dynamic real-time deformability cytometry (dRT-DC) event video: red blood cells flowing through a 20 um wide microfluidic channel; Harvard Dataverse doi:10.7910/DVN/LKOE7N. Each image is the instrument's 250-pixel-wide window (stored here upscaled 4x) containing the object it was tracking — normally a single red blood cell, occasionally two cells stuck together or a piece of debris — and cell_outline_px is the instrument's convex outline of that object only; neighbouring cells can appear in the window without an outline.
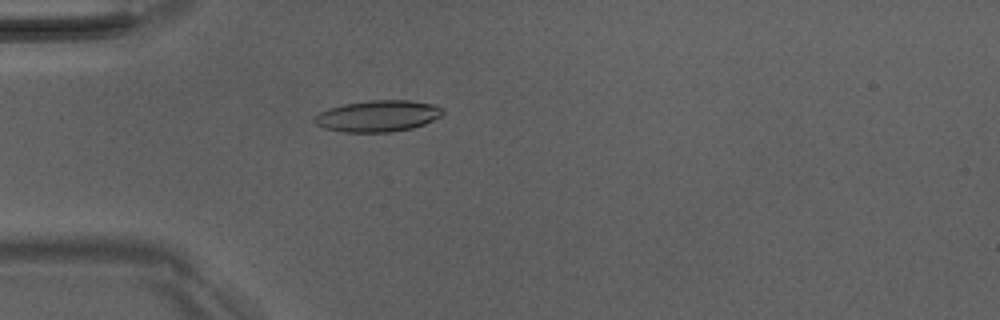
{"species": "Egyptian fruit bat (a non-hibernating species)", "species_latin": "Rousettus aegyptiacus", "temperature_condition": "room temperature", "stored_images_in_passage": 37, "camera_frame_rate_fps": 3000, "um_per_image_px": 0.085, "animal": {"sex": "male"}, "frame": {"image": 1, "passage_image": 1, "time_ms": 0.0, "image_size_px": [1000, 320], "cell_outline_px": [[444, 112], [440, 116], [424, 124], [412, 128], [392, 132], [344, 132], [324, 128], [316, 124], [312, 120], [312, 116], [328, 108], [344, 104], [368, 100], [408, 100], [436, 104]], "centroid_in_image_um": [32.08, 9.86], "position_along_channel_um": 52.9, "area_um2": 23.58}}
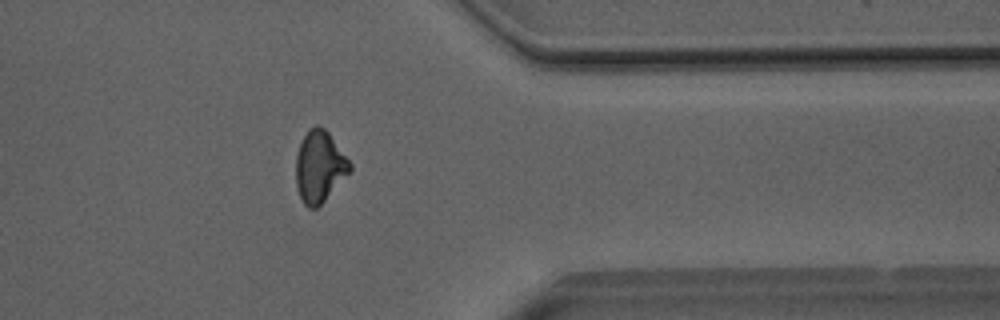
{"frame": {"image": 2, "passage_image": 27, "time_ms": 8.667, "image_size_px": [1000, 320], "cell_outline_px": [[352, 168], [324, 200], [316, 208], [308, 208], [304, 204], [300, 196], [296, 184], [296, 156], [300, 144], [304, 136], [316, 124], [324, 128], [328, 132], [352, 164]], "centroid_in_image_um": [27.14, 14.16], "position_along_channel_um": 384.3, "area_um2": 21.91}}
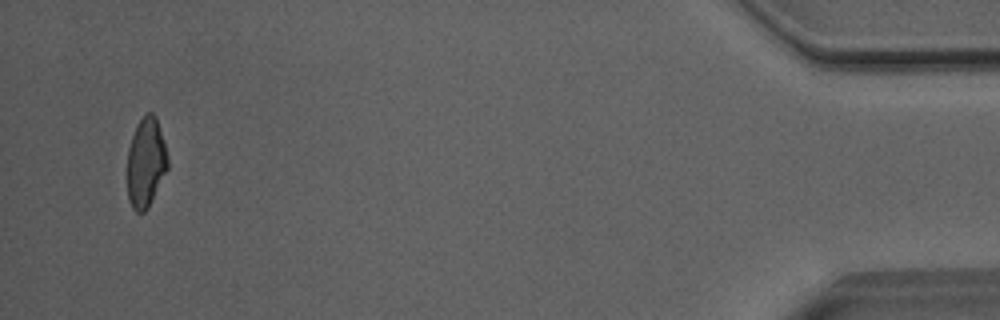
{"frame": {"image": 3, "passage_image": 35, "time_ms": 11.333, "image_size_px": [1000, 320], "cell_outline_px": [[168, 168], [148, 208], [144, 212], [136, 212], [132, 208], [128, 200], [128, 148], [132, 136], [140, 120], [148, 112], [152, 112], [156, 116], [168, 156]], "centroid_in_image_um": [12.4, 13.84], "position_along_channel_um": 422.8, "area_um2": 20.92}, "authors_computed_cell_mechanics": {"area_um2": 22.1374, "velocity_mm_per_s": 4.0886, "shape_relaxation_time_tau1_ms": 6.0812, "shape_relaxation_time_tau2_ms": 2.5344, "deformation_change_tau1": 0.1884, "deformation_change_tau2": 0.0875}}